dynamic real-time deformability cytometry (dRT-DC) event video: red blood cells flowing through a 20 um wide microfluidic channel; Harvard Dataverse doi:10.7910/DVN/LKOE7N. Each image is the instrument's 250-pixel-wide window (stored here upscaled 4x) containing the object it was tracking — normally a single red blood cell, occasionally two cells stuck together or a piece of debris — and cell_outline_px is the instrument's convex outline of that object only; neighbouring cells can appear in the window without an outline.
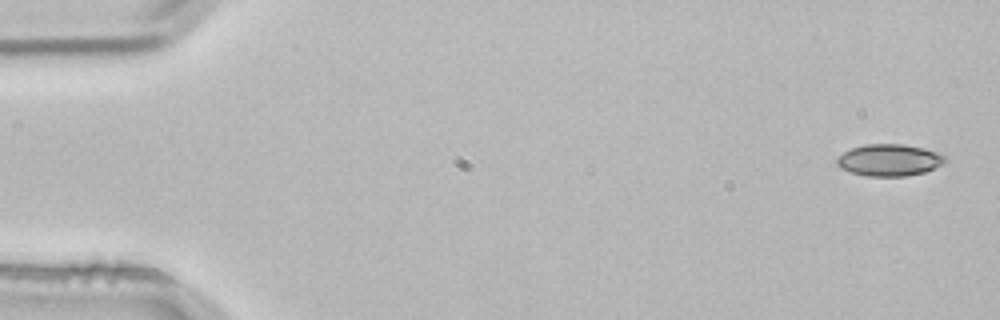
{"species": "common noctule bat (a hibernating species)", "species_latin": "Nyctalus noctula", "temperature_condition": "room temperature", "stored_images_in_passage": 4, "camera_frame_rate_fps": 3000, "um_per_image_px": 0.085, "animal": {"sex": "male", "body_mass_g": 21.5, "forearm_length_mm": 52.0}, "frame": {"image": 1, "passage_image": 1, "time_ms": 0.0, "image_size_px": [1000, 320], "cell_outline_px": [[948, 160], [924, 172], [904, 176], [868, 176], [852, 172], [840, 168], [836, 164], [836, 156], [852, 148], [864, 144], [904, 144], [924, 148], [936, 152], [944, 156]], "centroid_in_image_um": [75.54, 13.59], "position_along_channel_um": 9.5, "area_um2": 19.94}}
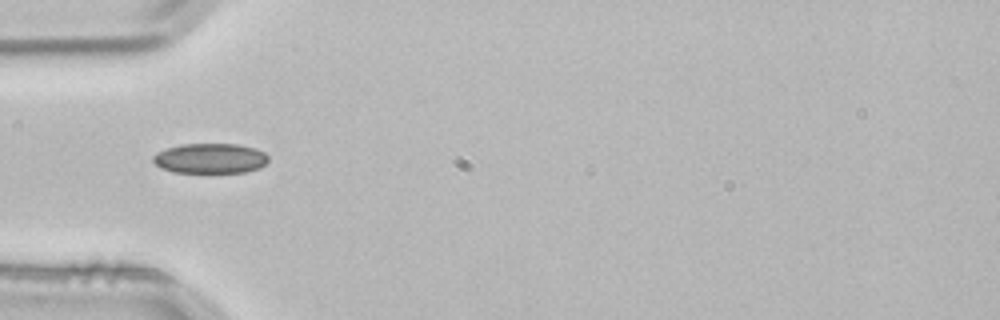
{"frame": {"image": 2, "passage_image": 4, "time_ms": 1.0, "image_size_px": [1000, 320], "cell_outline_px": [[268, 160], [260, 168], [244, 172], [176, 172], [160, 168], [152, 160], [152, 156], [156, 152], [180, 144], [236, 144], [256, 148], [264, 152], [268, 156]], "centroid_in_image_um": [17.86, 13.45], "position_along_channel_um": 67.1, "area_um2": 20.17}}